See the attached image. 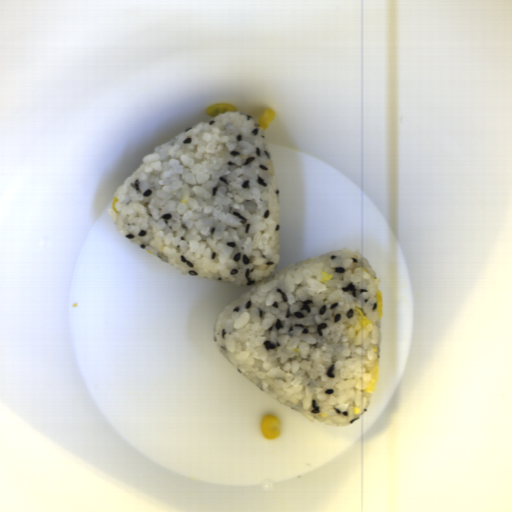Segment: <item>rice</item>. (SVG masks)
Returning <instances> with one entry per match:
<instances>
[{
  "instance_id": "1",
  "label": "rice",
  "mask_w": 512,
  "mask_h": 512,
  "mask_svg": "<svg viewBox=\"0 0 512 512\" xmlns=\"http://www.w3.org/2000/svg\"><path fill=\"white\" fill-rule=\"evenodd\" d=\"M260 119L219 113L141 158L107 215L133 245L184 275L247 293L224 307L213 338L271 398L311 423L361 420L379 367L381 276L357 251L280 259V184ZM321 271L333 275L322 280ZM373 328L361 330L356 307Z\"/></svg>"
}]
</instances>
